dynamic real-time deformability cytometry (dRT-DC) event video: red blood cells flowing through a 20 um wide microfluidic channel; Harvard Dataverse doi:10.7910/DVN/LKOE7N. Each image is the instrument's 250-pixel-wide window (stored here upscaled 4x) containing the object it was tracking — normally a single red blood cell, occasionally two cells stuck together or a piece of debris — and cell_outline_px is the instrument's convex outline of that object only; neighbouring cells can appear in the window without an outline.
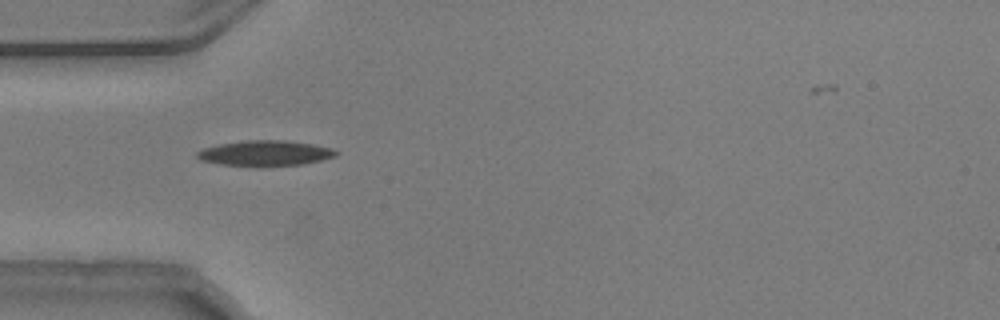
{"species": "common noctule bat (a hibernating species)", "species_latin": "Nyctalus noctula", "temperature_condition": "warm", "stored_images_in_passage": 5, "camera_frame_rate_fps": 3000, "um_per_image_px": 0.085, "animal": {"sex": "male", "body_mass_g": 20.5, "forearm_length_mm": 52.5}, "frame": {"image": 1, "passage_image": 1, "time_ms": 0.0, "image_size_px": [1000, 320], "cell_outline_px": [[340, 152], [336, 156], [304, 164], [260, 168], [256, 168], [220, 164], [200, 160], [196, 156], [196, 152], [204, 148], [220, 144], [248, 140], [288, 140], [312, 144], [332, 148]], "centroid_in_image_um": [22.55, 13.05], "position_along_channel_um": 62.5, "area_um2": 21.1}}
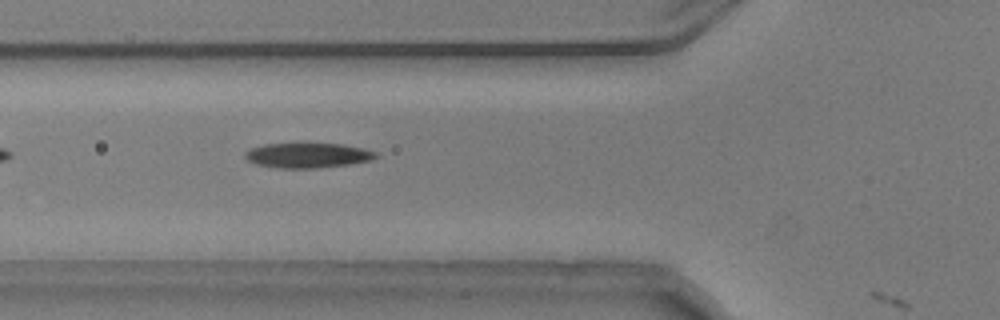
{"frame": {"image": 2, "passage_image": 4, "time_ms": 1.0, "image_size_px": [1000, 320], "cell_outline_px": [[380, 156], [372, 160], [348, 164], [312, 168], [280, 168], [256, 164], [248, 160], [244, 156], [244, 152], [252, 148], [264, 144], [344, 144], [364, 148], [376, 152]], "centroid_in_image_um": [26.18, 13.2], "position_along_channel_um": 99.6, "area_um2": 18.84}}